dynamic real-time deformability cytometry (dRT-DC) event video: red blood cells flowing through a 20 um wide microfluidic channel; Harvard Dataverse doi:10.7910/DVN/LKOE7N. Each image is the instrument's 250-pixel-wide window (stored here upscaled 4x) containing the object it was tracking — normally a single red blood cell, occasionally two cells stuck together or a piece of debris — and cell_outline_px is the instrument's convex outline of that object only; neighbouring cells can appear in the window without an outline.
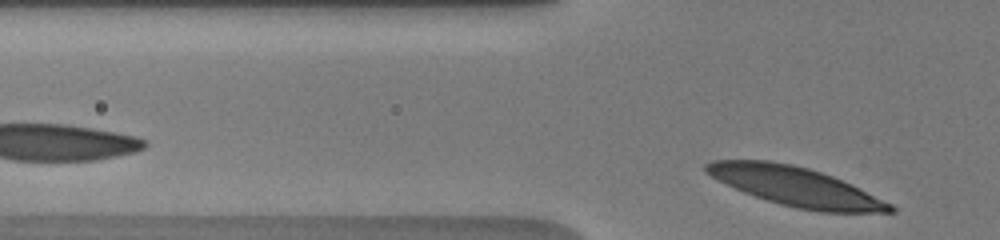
{"species": "human", "species_latin": "Homo sapiens", "temperature_condition": "warm", "stored_images_in_passage": 6, "segment_of_instrument_passage": [2, 2], "camera_frame_rate_fps": 3000, "um_per_image_px": 0.085, "donor": {"sex": "male"}, "frame": {"image": 1, "passage_image": 6, "time_ms": 2.333, "image_size_px": [1000, 240], "cell_outline_px": [[896, 212], [820, 212], [796, 208], [780, 204], [744, 192], [704, 172], [704, 164], [712, 160], [768, 160], [792, 164], [808, 168], [832, 176], [852, 184], [892, 204], [896, 208]], "centroid_in_image_um": [67.65, 15.85], "position_along_channel_um": 58.1, "area_um2": 41.5}}